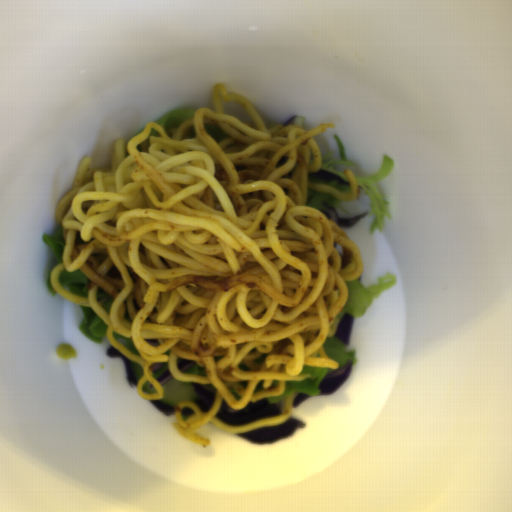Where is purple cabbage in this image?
I'll return each instance as SVG.
<instances>
[{
  "instance_id": "purple-cabbage-10",
  "label": "purple cabbage",
  "mask_w": 512,
  "mask_h": 512,
  "mask_svg": "<svg viewBox=\"0 0 512 512\" xmlns=\"http://www.w3.org/2000/svg\"><path fill=\"white\" fill-rule=\"evenodd\" d=\"M196 363L195 360H193L192 358H184L180 363H178V367L182 372H184L185 370L191 368L192 366H194Z\"/></svg>"
},
{
  "instance_id": "purple-cabbage-8",
  "label": "purple cabbage",
  "mask_w": 512,
  "mask_h": 512,
  "mask_svg": "<svg viewBox=\"0 0 512 512\" xmlns=\"http://www.w3.org/2000/svg\"><path fill=\"white\" fill-rule=\"evenodd\" d=\"M307 176L320 179V180L325 181L327 183L328 182H332V181H337L338 183H340L341 185H344L346 187L350 186L349 181L345 180L344 178H342L338 174H335L333 172L327 171V170L322 169V168L319 171L315 172V173H309Z\"/></svg>"
},
{
  "instance_id": "purple-cabbage-16",
  "label": "purple cabbage",
  "mask_w": 512,
  "mask_h": 512,
  "mask_svg": "<svg viewBox=\"0 0 512 512\" xmlns=\"http://www.w3.org/2000/svg\"><path fill=\"white\" fill-rule=\"evenodd\" d=\"M296 115H292L286 122H284L282 125L285 127V126H289L291 124V122L293 121V119L295 118Z\"/></svg>"
},
{
  "instance_id": "purple-cabbage-9",
  "label": "purple cabbage",
  "mask_w": 512,
  "mask_h": 512,
  "mask_svg": "<svg viewBox=\"0 0 512 512\" xmlns=\"http://www.w3.org/2000/svg\"><path fill=\"white\" fill-rule=\"evenodd\" d=\"M159 412H161L162 414H164L165 416H169L171 414H173L174 412V407L171 406L170 404H164L163 401L161 400H148Z\"/></svg>"
},
{
  "instance_id": "purple-cabbage-7",
  "label": "purple cabbage",
  "mask_w": 512,
  "mask_h": 512,
  "mask_svg": "<svg viewBox=\"0 0 512 512\" xmlns=\"http://www.w3.org/2000/svg\"><path fill=\"white\" fill-rule=\"evenodd\" d=\"M106 354L109 355L111 358L112 357H120L124 361V363L126 365L127 379H128V381L130 382V384L132 386H136L137 387V383H138L139 379H137V377L135 376V374H134V372L132 370V366H131V362H130L129 357L126 356L124 353H122L120 350H118L113 345H111L110 347L107 348Z\"/></svg>"
},
{
  "instance_id": "purple-cabbage-2",
  "label": "purple cabbage",
  "mask_w": 512,
  "mask_h": 512,
  "mask_svg": "<svg viewBox=\"0 0 512 512\" xmlns=\"http://www.w3.org/2000/svg\"><path fill=\"white\" fill-rule=\"evenodd\" d=\"M305 427V423L296 418H288L282 424L257 428L246 433H235L254 445L278 443L294 434L296 429Z\"/></svg>"
},
{
  "instance_id": "purple-cabbage-5",
  "label": "purple cabbage",
  "mask_w": 512,
  "mask_h": 512,
  "mask_svg": "<svg viewBox=\"0 0 512 512\" xmlns=\"http://www.w3.org/2000/svg\"><path fill=\"white\" fill-rule=\"evenodd\" d=\"M321 206L322 208L319 212H322L328 220L334 221L343 230L351 228L368 215L367 212L353 217H342L338 215L335 207L325 202H322Z\"/></svg>"
},
{
  "instance_id": "purple-cabbage-6",
  "label": "purple cabbage",
  "mask_w": 512,
  "mask_h": 512,
  "mask_svg": "<svg viewBox=\"0 0 512 512\" xmlns=\"http://www.w3.org/2000/svg\"><path fill=\"white\" fill-rule=\"evenodd\" d=\"M353 321V316L346 312L343 315V317L339 320L337 330L334 336L332 337L348 345L353 326Z\"/></svg>"
},
{
  "instance_id": "purple-cabbage-1",
  "label": "purple cabbage",
  "mask_w": 512,
  "mask_h": 512,
  "mask_svg": "<svg viewBox=\"0 0 512 512\" xmlns=\"http://www.w3.org/2000/svg\"><path fill=\"white\" fill-rule=\"evenodd\" d=\"M280 414H282L281 407L269 403L265 397L256 402L249 401L242 409H234L228 406L223 398L221 407L215 417L223 424L238 427Z\"/></svg>"
},
{
  "instance_id": "purple-cabbage-13",
  "label": "purple cabbage",
  "mask_w": 512,
  "mask_h": 512,
  "mask_svg": "<svg viewBox=\"0 0 512 512\" xmlns=\"http://www.w3.org/2000/svg\"><path fill=\"white\" fill-rule=\"evenodd\" d=\"M167 362H158V363H152L151 366H150V372L151 374L161 370L164 368V366L166 365Z\"/></svg>"
},
{
  "instance_id": "purple-cabbage-4",
  "label": "purple cabbage",
  "mask_w": 512,
  "mask_h": 512,
  "mask_svg": "<svg viewBox=\"0 0 512 512\" xmlns=\"http://www.w3.org/2000/svg\"><path fill=\"white\" fill-rule=\"evenodd\" d=\"M192 388L197 396L194 404L201 413L208 412L214 405L217 389L213 383H195L191 382Z\"/></svg>"
},
{
  "instance_id": "purple-cabbage-12",
  "label": "purple cabbage",
  "mask_w": 512,
  "mask_h": 512,
  "mask_svg": "<svg viewBox=\"0 0 512 512\" xmlns=\"http://www.w3.org/2000/svg\"><path fill=\"white\" fill-rule=\"evenodd\" d=\"M174 376L171 375L170 370L163 375L159 376L156 380L157 383L161 385V387L166 384L169 380H171Z\"/></svg>"
},
{
  "instance_id": "purple-cabbage-15",
  "label": "purple cabbage",
  "mask_w": 512,
  "mask_h": 512,
  "mask_svg": "<svg viewBox=\"0 0 512 512\" xmlns=\"http://www.w3.org/2000/svg\"><path fill=\"white\" fill-rule=\"evenodd\" d=\"M194 413L195 412L191 407H183L181 410V414L185 416H192Z\"/></svg>"
},
{
  "instance_id": "purple-cabbage-11",
  "label": "purple cabbage",
  "mask_w": 512,
  "mask_h": 512,
  "mask_svg": "<svg viewBox=\"0 0 512 512\" xmlns=\"http://www.w3.org/2000/svg\"><path fill=\"white\" fill-rule=\"evenodd\" d=\"M310 397L311 396L307 395L306 393L300 392L299 394L296 395V397L293 400L292 409H295Z\"/></svg>"
},
{
  "instance_id": "purple-cabbage-14",
  "label": "purple cabbage",
  "mask_w": 512,
  "mask_h": 512,
  "mask_svg": "<svg viewBox=\"0 0 512 512\" xmlns=\"http://www.w3.org/2000/svg\"><path fill=\"white\" fill-rule=\"evenodd\" d=\"M137 151H139L140 153L141 152H146L148 150V144L145 141H143L142 143L138 144L137 147H136Z\"/></svg>"
},
{
  "instance_id": "purple-cabbage-3",
  "label": "purple cabbage",
  "mask_w": 512,
  "mask_h": 512,
  "mask_svg": "<svg viewBox=\"0 0 512 512\" xmlns=\"http://www.w3.org/2000/svg\"><path fill=\"white\" fill-rule=\"evenodd\" d=\"M352 369V361L348 359L343 367L333 368L323 376L318 385V390L322 395L335 393L345 382Z\"/></svg>"
}]
</instances>
